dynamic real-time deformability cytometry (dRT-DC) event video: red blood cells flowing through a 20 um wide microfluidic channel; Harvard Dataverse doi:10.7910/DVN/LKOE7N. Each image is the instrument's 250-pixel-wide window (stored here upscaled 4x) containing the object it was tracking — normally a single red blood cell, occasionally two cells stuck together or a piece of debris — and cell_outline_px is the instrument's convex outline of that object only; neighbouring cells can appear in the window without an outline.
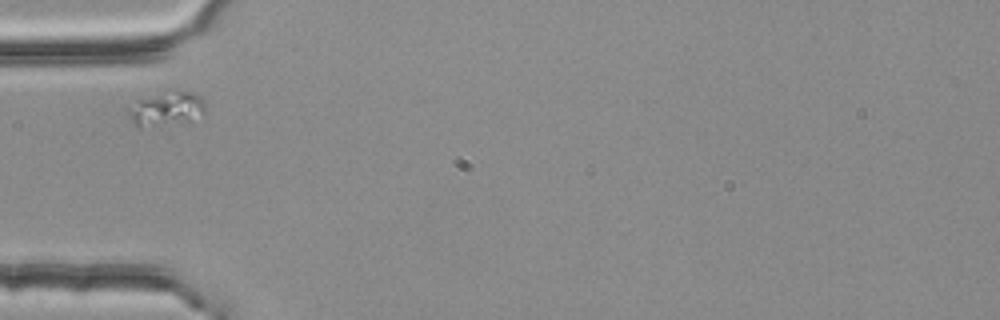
{"species": "common noctule bat (a hibernating species)", "species_latin": "Nyctalus noctula", "temperature_condition": "room temperature", "stored_images_in_passage": 1, "camera_frame_rate_fps": 3000, "um_per_image_px": 0.085, "animal": {"sex": "female", "body_mass_g": 25.1}, "frame": {"image": 1, "passage_image": 1, "time_ms": 0.0, "image_size_px": [1000, 320], "cell_outline_px": [[204, 116], [184, 124], [140, 128], [136, 128], [128, 112], [128, 108], [136, 100], [172, 88], [196, 92], [204, 100]], "centroid_in_image_um": [14.19, 9.25], "position_along_channel_um": 70.8, "area_um2": 16.42}}